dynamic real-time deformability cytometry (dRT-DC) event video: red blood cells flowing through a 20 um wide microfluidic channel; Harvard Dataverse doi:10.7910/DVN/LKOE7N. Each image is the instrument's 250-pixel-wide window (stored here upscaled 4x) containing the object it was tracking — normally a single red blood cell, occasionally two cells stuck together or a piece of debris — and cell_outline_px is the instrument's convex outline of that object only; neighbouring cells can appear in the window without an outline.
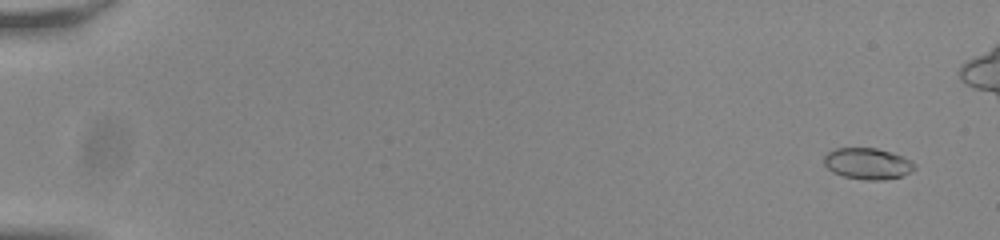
{"species": "common noctule bat (a hibernating species)", "species_latin": "Nyctalus noctula", "temperature_condition": "room temperature", "stored_images_in_passage": 53, "camera_frame_rate_fps": 3000, "um_per_image_px": 0.085, "animal": {"sex": "male", "body_mass_g": 20.0, "forearm_length_mm": 53.3}, "frame": {"image": 1, "passage_image": 4, "time_ms": 1.0, "image_size_px": [1000, 240], "cell_outline_px": [[916, 168], [912, 172], [900, 176], [884, 180], [864, 180], [844, 176], [832, 172], [824, 164], [824, 156], [828, 152], [836, 148], [876, 148], [912, 160], [916, 164]], "centroid_in_image_um": [73.75, 13.92], "position_along_channel_um": 11.2, "area_um2": 16.47}}
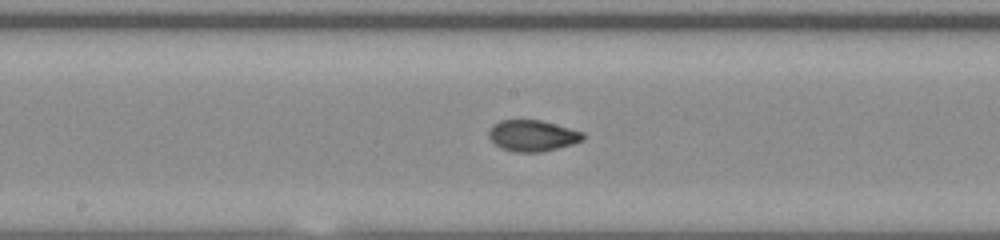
{"frame": {"image": 2, "passage_image": 32, "time_ms": 10.333, "image_size_px": [1000, 240], "cell_outline_px": [[584, 140], [572, 144], [540, 152], [516, 152], [500, 148], [488, 136], [488, 132], [492, 124], [500, 120], [540, 120], [584, 132]], "centroid_in_image_um": [45.24, 11.53], "position_along_channel_um": 203.0, "area_um2": 17.05}}
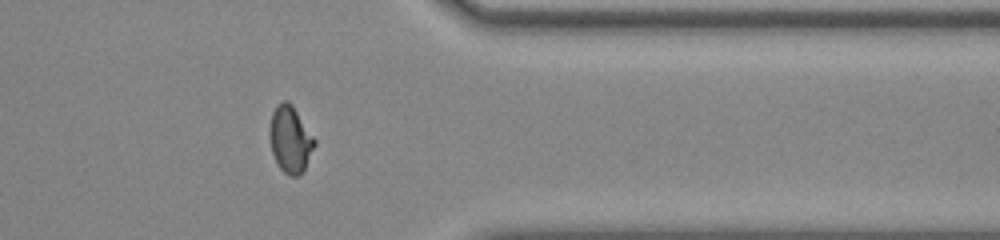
{"frame": {"image": 3, "passage_image": 47, "time_ms": 15.333, "image_size_px": [1000, 240], "cell_outline_px": [[316, 144], [304, 172], [300, 176], [288, 176], [280, 168], [272, 152], [272, 112], [276, 104], [284, 100], [288, 100], [292, 104], [316, 140]], "centroid_in_image_um": [24.73, 11.87], "position_along_channel_um": 386.7, "area_um2": 17.17}}